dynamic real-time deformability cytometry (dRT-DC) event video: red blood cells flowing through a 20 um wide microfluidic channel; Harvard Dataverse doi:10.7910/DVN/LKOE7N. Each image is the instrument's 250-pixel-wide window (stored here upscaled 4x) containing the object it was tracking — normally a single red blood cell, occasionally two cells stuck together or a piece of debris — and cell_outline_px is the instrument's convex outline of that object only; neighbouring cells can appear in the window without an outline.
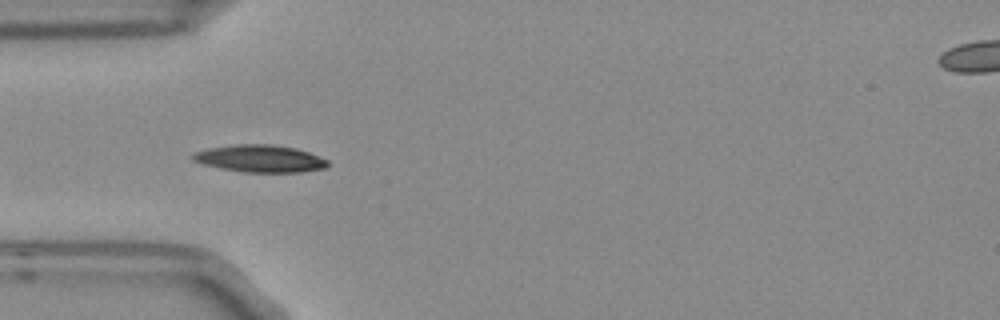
{"species": "Egyptian fruit bat (a non-hibernating species)", "species_latin": "Rousettus aegyptiacus", "temperature_condition": "room temperature", "stored_images_in_passage": 5, "camera_frame_rate_fps": 3000, "um_per_image_px": 0.085, "frame": {"image": 1, "passage_image": 5, "time_ms": 1.333, "image_size_px": [1000, 320], "cell_outline_px": [[328, 164], [324, 168], [300, 172], [244, 172], [220, 168], [204, 164], [192, 160], [192, 152], [208, 148], [236, 144], [272, 144], [296, 148], [308, 152], [328, 160]], "centroid_in_image_um": [22.07, 13.47], "position_along_channel_um": 62.9, "area_um2": 21.39}}